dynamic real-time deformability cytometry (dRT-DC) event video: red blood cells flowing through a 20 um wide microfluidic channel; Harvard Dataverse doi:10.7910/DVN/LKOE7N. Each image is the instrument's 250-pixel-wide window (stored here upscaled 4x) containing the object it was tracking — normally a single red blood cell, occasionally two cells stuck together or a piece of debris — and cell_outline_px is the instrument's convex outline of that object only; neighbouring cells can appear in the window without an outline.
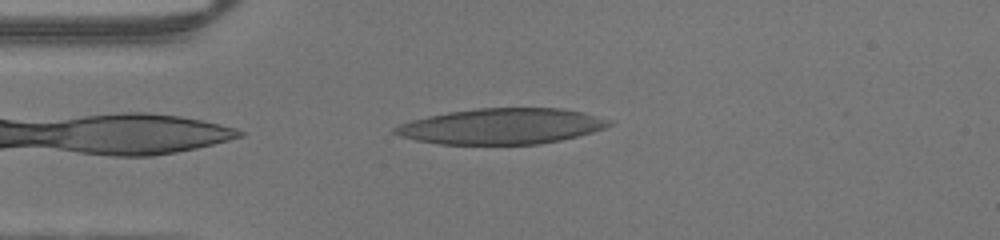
{"species": "human", "species_latin": "Homo sapiens", "temperature_condition": "warm", "stored_images_in_passage": 2, "camera_frame_rate_fps": 3000, "um_per_image_px": 0.085, "donor": {"sex": "male"}, "frame": {"image": 1, "passage_image": 1, "time_ms": 0.0, "image_size_px": [1000, 240], "cell_outline_px": [[232, 136], [220, 140], [188, 148], [168, 152], [92, 152], [76, 120], [100, 116], [168, 116], [192, 120], [224, 128]], "centroid_in_image_um": [12.51, 11.36], "position_along_channel_um": 72.5, "area_um2": 31.91}}